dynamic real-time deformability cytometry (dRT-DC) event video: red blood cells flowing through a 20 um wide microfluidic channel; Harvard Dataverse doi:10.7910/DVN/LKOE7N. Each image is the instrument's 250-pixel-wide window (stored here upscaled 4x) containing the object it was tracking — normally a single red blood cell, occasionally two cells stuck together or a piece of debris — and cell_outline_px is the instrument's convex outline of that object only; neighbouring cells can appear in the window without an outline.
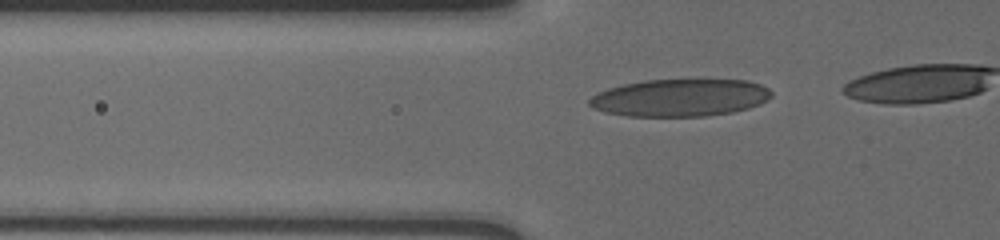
{"species": "human", "species_latin": "Homo sapiens", "temperature_condition": "cold", "stored_images_in_passage": 21, "camera_frame_rate_fps": 3000, "um_per_image_px": 0.085, "donor": {"sex": "male"}, "frame": {"image": 1, "passage_image": 7, "time_ms": 2.0, "image_size_px": [1000, 240], "cell_outline_px": [[772, 96], [768, 100], [760, 104], [748, 108], [732, 112], [704, 116], [628, 116], [604, 112], [592, 108], [588, 104], [588, 100], [596, 92], [608, 88], [624, 84], [644, 80], [748, 80], [760, 84], [768, 88], [772, 92]], "centroid_in_image_um": [57.79, 8.3], "position_along_channel_um": 68.0, "area_um2": 39.82}}
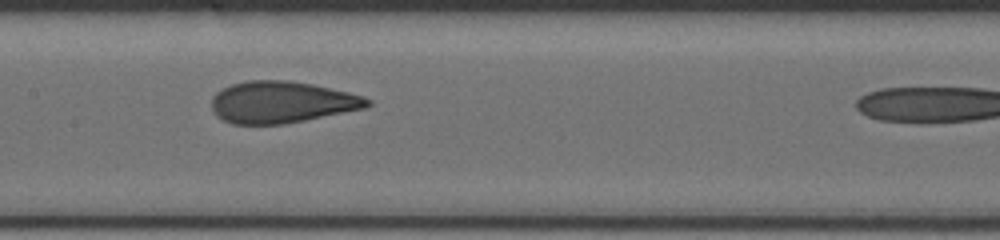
{"frame": {"image": 2, "passage_image": 17, "time_ms": 5.333, "image_size_px": [1000, 240], "cell_outline_px": [[372, 104], [364, 108], [284, 124], [232, 124], [216, 116], [212, 112], [212, 96], [216, 92], [232, 84], [248, 80], [288, 80], [312, 84], [348, 92], [364, 96], [372, 100]], "centroid_in_image_um": [23.92, 8.68], "position_along_channel_um": 183.5, "area_um2": 37.8}}
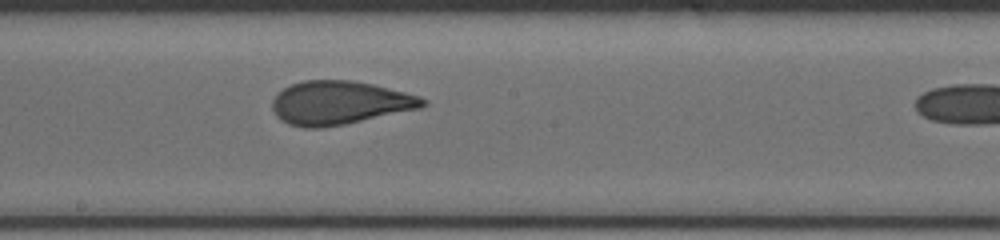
{"frame": {"image": 3, "passage_image": 20, "time_ms": 6.333, "image_size_px": [1000, 240], "cell_outline_px": [[428, 104], [420, 108], [344, 124], [320, 128], [304, 128], [288, 124], [280, 120], [276, 116], [272, 108], [272, 100], [284, 88], [292, 84], [304, 80], [352, 80], [372, 84], [420, 96], [428, 100]], "centroid_in_image_um": [28.85, 8.74], "position_along_channel_um": 219.3, "area_um2": 38.03}}